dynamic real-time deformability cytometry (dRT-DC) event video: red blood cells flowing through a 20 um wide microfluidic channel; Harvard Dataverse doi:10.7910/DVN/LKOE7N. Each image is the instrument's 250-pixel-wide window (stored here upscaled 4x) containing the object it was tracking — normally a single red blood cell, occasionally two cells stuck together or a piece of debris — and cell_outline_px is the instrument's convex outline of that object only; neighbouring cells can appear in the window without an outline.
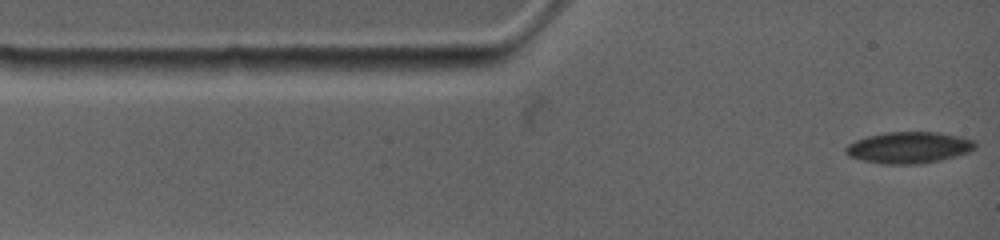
{"species": "common noctule bat (a hibernating species)", "species_latin": "Nyctalus noctula", "temperature_condition": "warm", "stored_images_in_passage": 46, "camera_frame_rate_fps": 4500, "um_per_image_px": 0.085, "animal": {"sex": "female", "body_mass_g": 19.0, "forearm_length_mm": 53.3}, "frame": {"image": 1, "passage_image": 1, "time_ms": 0.0, "image_size_px": [1000, 240], "cell_outline_px": [[976, 148], [968, 152], [956, 156], [940, 160], [920, 164], [880, 164], [848, 156], [844, 152], [844, 148], [848, 144], [856, 140], [868, 136], [888, 132], [936, 132], [960, 136], [976, 140]], "centroid_in_image_um": [77.27, 12.54], "position_along_channel_um": 7.7, "area_um2": 23.81}}
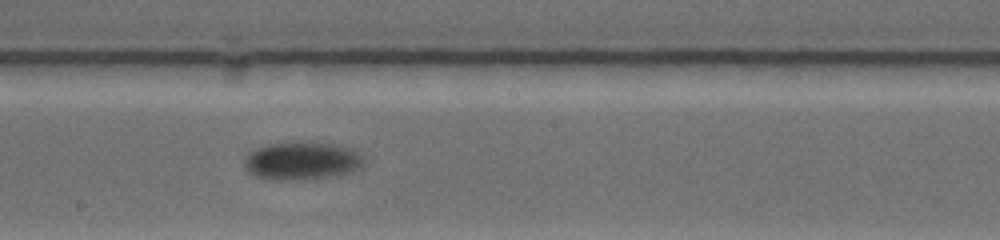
{"frame": {"image": 2, "passage_image": 25, "time_ms": 7.111, "image_size_px": [1000, 240], "cell_outline_px": [[364, 168], [352, 172], [332, 176], [296, 180], [280, 180], [256, 176], [248, 172], [244, 164], [244, 160], [248, 152], [256, 148], [268, 144], [332, 144], [348, 148], [364, 156]], "centroid_in_image_um": [25.68, 13.71], "position_along_channel_um": 222.5, "area_um2": 25.89}}
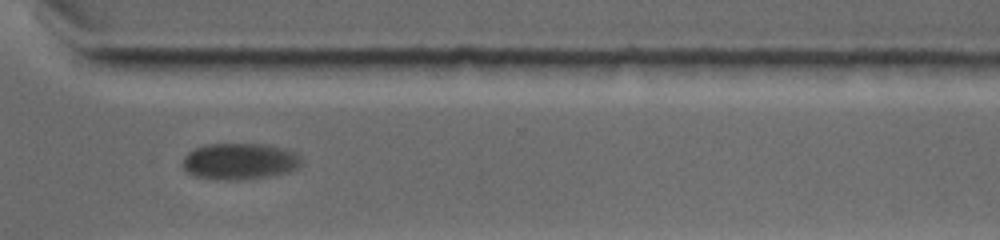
{"frame": {"image": 3, "passage_image": 45, "time_ms": 10.667, "image_size_px": [1000, 240], "cell_outline_px": [[300, 164], [296, 168], [288, 172], [268, 176], [244, 180], [216, 180], [196, 176], [188, 172], [180, 164], [184, 156], [188, 152], [204, 144], [264, 144], [296, 152], [300, 156]], "centroid_in_image_um": [20.32, 13.72], "position_along_channel_um": 350.3, "area_um2": 25.26}}